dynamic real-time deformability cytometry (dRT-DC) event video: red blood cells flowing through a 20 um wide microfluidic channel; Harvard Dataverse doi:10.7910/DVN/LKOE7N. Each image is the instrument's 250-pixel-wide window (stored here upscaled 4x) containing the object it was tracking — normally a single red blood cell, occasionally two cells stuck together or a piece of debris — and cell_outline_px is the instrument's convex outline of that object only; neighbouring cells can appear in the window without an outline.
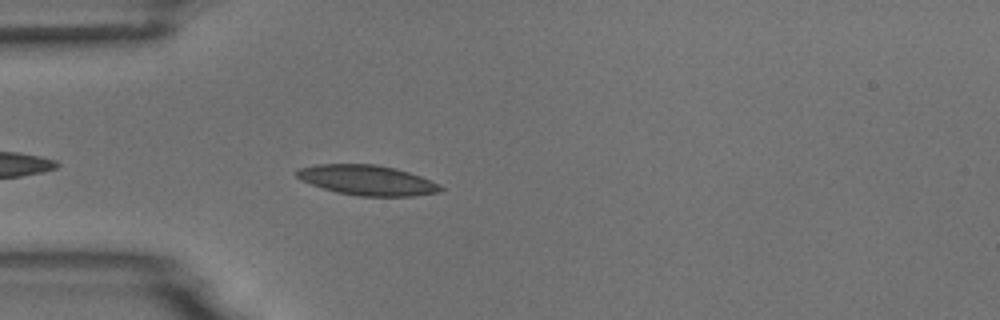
{"species": "common noctule bat (a hibernating species)", "species_latin": "Nyctalus noctula", "temperature_condition": "room temperature", "stored_images_in_passage": 5, "camera_frame_rate_fps": 3000, "um_per_image_px": 0.085, "animal": {"sex": "male", "body_mass_g": 18.8}, "frame": {"image": 1, "passage_image": 5, "time_ms": 4.667, "image_size_px": [1000, 320], "cell_outline_px": [[444, 188], [440, 192], [412, 196], [360, 196], [336, 192], [300, 180], [296, 176], [296, 172], [300, 168], [316, 164], [376, 164], [396, 168], [420, 176]], "centroid_in_image_um": [31.19, 15.31], "position_along_channel_um": 53.8, "area_um2": 24.97}}